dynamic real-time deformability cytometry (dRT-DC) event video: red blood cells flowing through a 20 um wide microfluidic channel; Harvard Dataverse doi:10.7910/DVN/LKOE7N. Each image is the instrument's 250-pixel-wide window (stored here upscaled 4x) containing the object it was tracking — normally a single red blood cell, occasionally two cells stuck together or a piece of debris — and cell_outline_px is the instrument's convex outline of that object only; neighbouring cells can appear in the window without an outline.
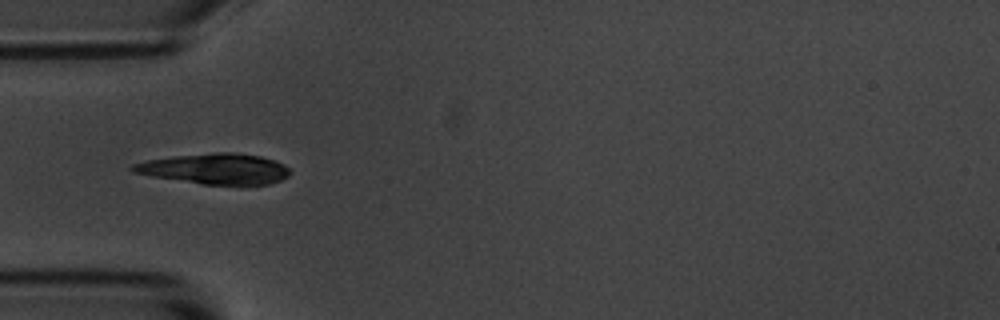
{"species": "common noctule bat (a hibernating species)", "species_latin": "Nyctalus noctula", "temperature_condition": "room temperature", "stored_images_in_passage": 38, "camera_frame_rate_fps": 3000, "um_per_image_px": 0.085, "animal": {"sex": "male", "body_mass_g": 20.1, "forearm_length_mm": 53.5}, "frame": {"image": 1, "passage_image": 1, "time_ms": 0.0, "image_size_px": [1000, 320], "cell_outline_px": [[292, 172], [288, 176], [280, 180], [268, 184], [240, 188], [204, 184], [152, 176], [132, 172], [128, 168], [132, 164], [148, 160], [172, 156], [216, 152], [232, 152], [260, 156], [284, 164]], "centroid_in_image_um": [18.33, 14.38], "position_along_channel_um": 66.7, "area_um2": 28.73}}
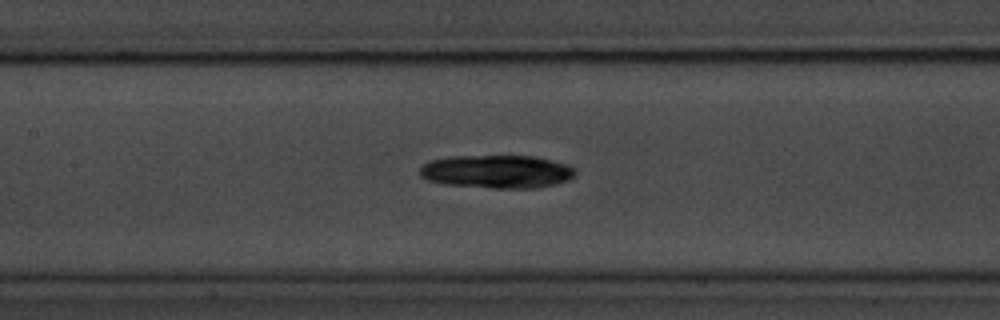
{"frame": {"image": 2, "passage_image": 9, "time_ms": 2.667, "image_size_px": [1000, 320], "cell_outline_px": [[576, 176], [568, 180], [556, 184], [540, 188], [492, 188], [444, 184], [428, 180], [420, 176], [420, 168], [424, 164], [432, 160], [452, 156], [532, 156], [568, 164], [576, 168]], "centroid_in_image_um": [42.29, 14.59], "position_along_channel_um": 165.1, "area_um2": 30.23}}
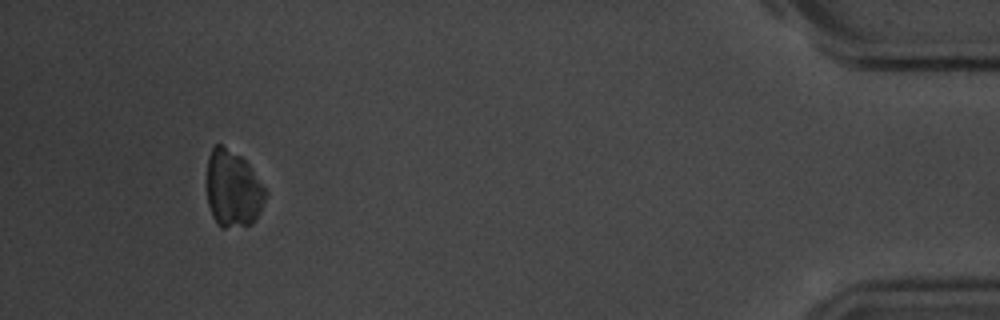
{"frame": {"image": 3, "passage_image": 35, "time_ms": 11.333, "image_size_px": [1000, 320], "cell_outline_px": [[268, 192], [260, 212], [256, 220], [252, 224], [224, 228], [220, 228], [212, 216], [208, 204], [208, 156], [212, 148], [216, 144], [220, 144], [240, 156], [248, 164]], "centroid_in_image_um": [19.81, 16.09], "position_along_channel_um": 415.4, "area_um2": 26.13}}